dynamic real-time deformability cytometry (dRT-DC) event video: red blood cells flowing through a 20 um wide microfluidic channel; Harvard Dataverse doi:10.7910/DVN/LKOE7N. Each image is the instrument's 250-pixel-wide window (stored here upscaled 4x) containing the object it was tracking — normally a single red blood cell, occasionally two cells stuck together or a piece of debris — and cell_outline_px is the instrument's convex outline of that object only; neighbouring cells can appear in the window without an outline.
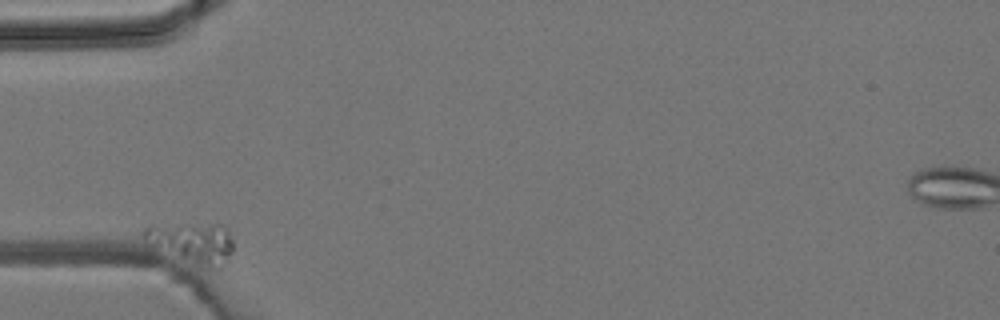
{"species": "common noctule bat (a hibernating species)", "species_latin": "Nyctalus noctula", "temperature_condition": "room temperature", "stored_images_in_passage": 4, "camera_frame_rate_fps": 3000, "um_per_image_px": 0.085, "animal": {"sex": "male", "body_mass_g": 19.2, "forearm_length_mm": 51.8}, "frame": {"image": 1, "passage_image": 1, "time_ms": 0.0, "image_size_px": [1000, 320], "cell_outline_px": [[232, 252], [224, 260], [208, 264], [152, 252], [148, 248], [144, 240], [144, 228], [152, 224], [224, 224], [232, 240]], "centroid_in_image_um": [16.15, 20.53], "position_along_channel_um": 68.8, "area_um2": 20.75}}
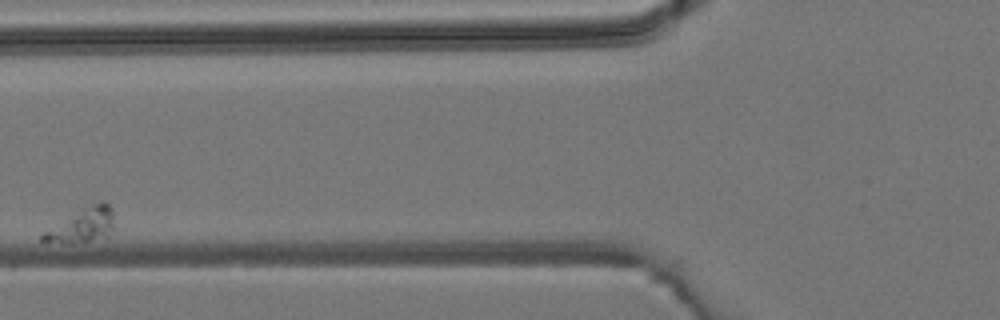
{"frame": {"image": 2, "passage_image": 2, "time_ms": 2.0, "image_size_px": [1000, 320], "cell_outline_px": [[116, 232], [108, 236], [72, 244], [44, 244], [40, 240], [40, 236], [44, 232], [92, 204], [104, 200], [112, 208], [116, 228]], "centroid_in_image_um": [7.05, 19.21], "position_along_channel_um": 118.7, "area_um2": 14.33}}
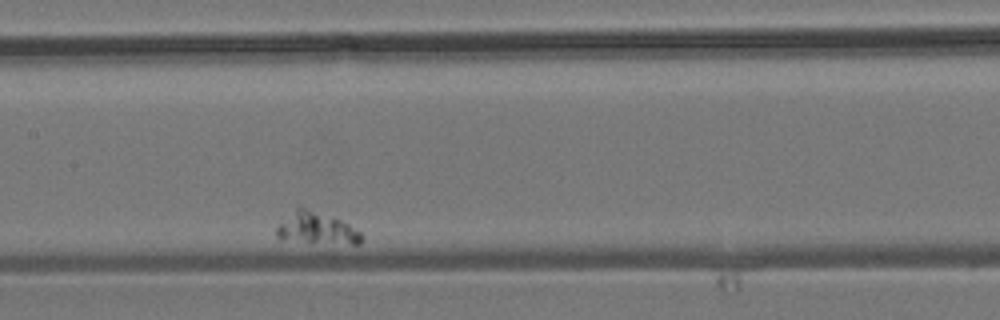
{"frame": {"image": 3, "passage_image": 4, "time_ms": 4.333, "image_size_px": [1000, 320], "cell_outline_px": [[364, 236], [360, 244], [308, 244], [276, 236], [276, 228], [300, 204], [340, 220], [348, 224], [360, 232]], "centroid_in_image_um": [26.95, 19.43], "position_along_channel_um": 180.5, "area_um2": 16.01}}